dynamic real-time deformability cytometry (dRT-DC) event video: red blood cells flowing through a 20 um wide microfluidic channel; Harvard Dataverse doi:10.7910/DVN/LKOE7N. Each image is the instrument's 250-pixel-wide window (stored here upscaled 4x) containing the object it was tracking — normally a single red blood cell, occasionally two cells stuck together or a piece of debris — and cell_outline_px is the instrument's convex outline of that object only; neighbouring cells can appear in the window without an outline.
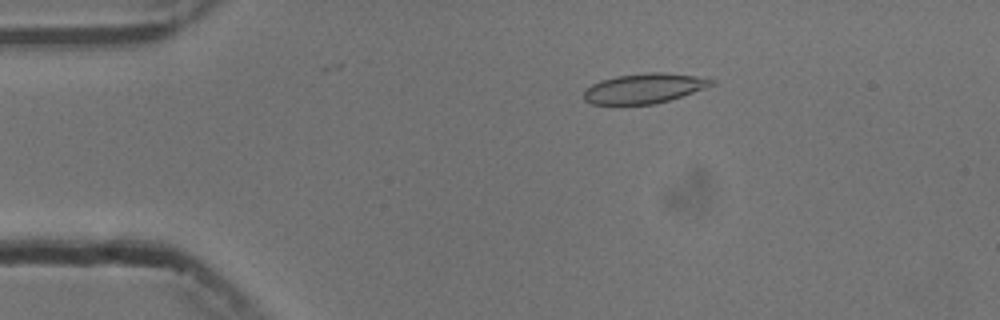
{"species": "common noctule bat (a hibernating species)", "species_latin": "Nyctalus noctula", "temperature_condition": "cold", "stored_images_in_passage": 54, "camera_frame_rate_fps": 3000, "um_per_image_px": 0.085, "animal": {"sex": "male", "body_mass_g": 13.3}, "frame": {"image": 1, "passage_image": 10, "time_ms": 3.0, "image_size_px": [1000, 320], "cell_outline_px": [[716, 84], [656, 104], [592, 104], [584, 100], [584, 92], [592, 84], [600, 80], [616, 76], [648, 72], [664, 72], [696, 76], [716, 80]], "centroid_in_image_um": [54.76, 7.5], "position_along_channel_um": 30.2, "area_um2": 22.08}}
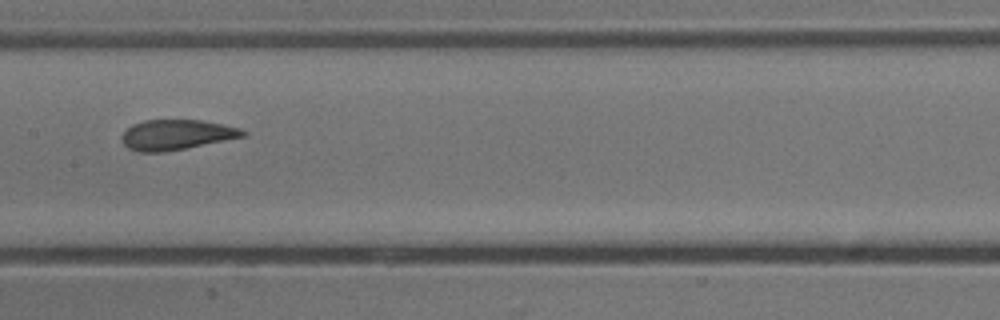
{"frame": {"image": 2, "passage_image": 27, "time_ms": 8.667, "image_size_px": [1000, 320], "cell_outline_px": [[248, 136], [164, 152], [140, 152], [128, 148], [124, 144], [120, 136], [132, 124], [144, 120], [200, 120], [240, 128], [248, 132]], "centroid_in_image_um": [15.01, 11.45], "position_along_channel_um": 192.4, "area_um2": 21.27}}
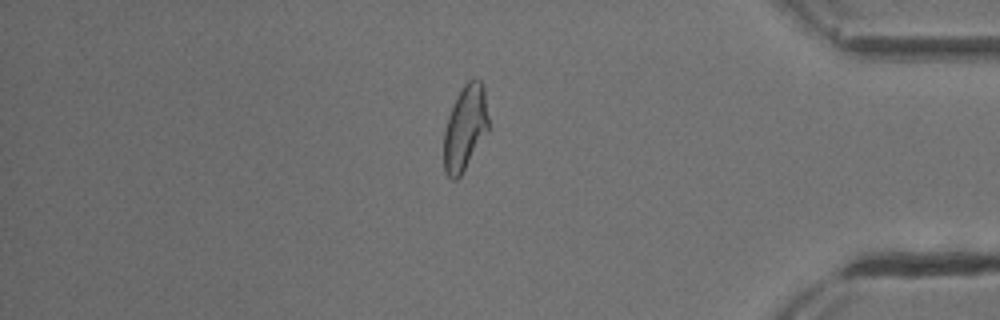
{"frame": {"image": 3, "passage_image": 46, "time_ms": 15.0, "image_size_px": [1000, 320], "cell_outline_px": [[488, 132], [460, 176], [456, 180], [452, 180], [444, 172], [444, 132], [448, 116], [456, 96], [464, 84], [468, 80], [480, 80], [484, 88], [488, 116]], "centroid_in_image_um": [39.53, 10.88], "position_along_channel_um": 395.7, "area_um2": 22.08}, "authors_computed_cell_mechanics": {"area_um2": 22.4842, "velocity_mm_per_s": 3.7429, "shape_relaxation_time_tau1_ms": 9.064, "shape_relaxation_time_tau2_ms": 1.6506, "deformation_change_tau1": 0.2059, "deformation_change_tau2": 0.0697}}